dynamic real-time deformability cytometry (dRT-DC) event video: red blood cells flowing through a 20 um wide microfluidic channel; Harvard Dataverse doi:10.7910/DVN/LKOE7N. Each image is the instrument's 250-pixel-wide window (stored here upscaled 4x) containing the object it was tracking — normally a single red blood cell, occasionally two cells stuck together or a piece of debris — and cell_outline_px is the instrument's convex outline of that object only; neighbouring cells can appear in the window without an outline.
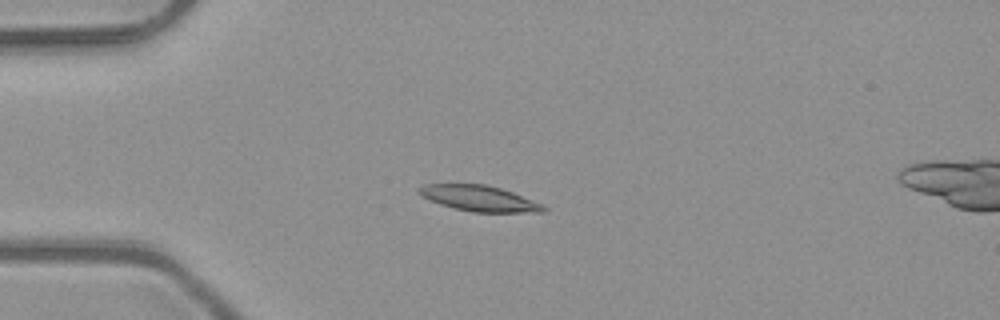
{"species": "common noctule bat (a hibernating species)", "species_latin": "Nyctalus noctula", "temperature_condition": "room temperature", "stored_images_in_passage": 6, "camera_frame_rate_fps": 3000, "um_per_image_px": 0.085, "animal": {"sex": "male", "body_mass_g": 23.1, "forearm_length_mm": 52.7}, "frame": {"image": 1, "passage_image": 3, "time_ms": 0.667, "image_size_px": [1000, 320], "cell_outline_px": [[548, 208], [544, 212], [472, 212], [452, 208], [440, 204], [416, 192], [416, 188], [424, 184], [484, 184], [500, 188], [512, 192], [544, 204]], "centroid_in_image_um": [40.75, 16.86], "position_along_channel_um": 44.2, "area_um2": 18.67}}
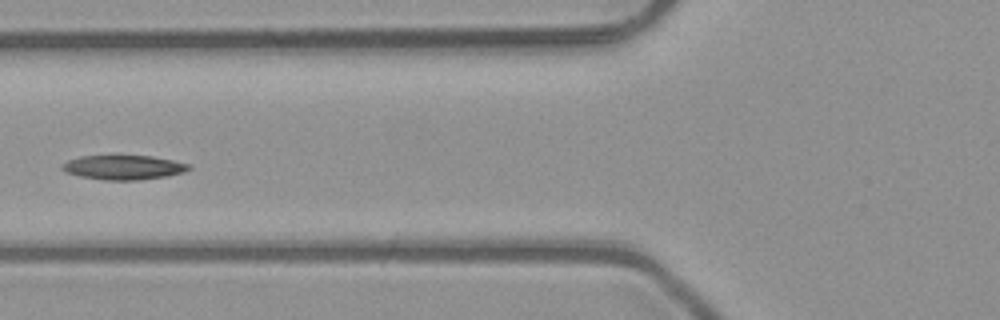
{"frame": {"image": 2, "passage_image": 5, "time_ms": 1.333, "image_size_px": [1000, 320], "cell_outline_px": [[192, 168], [184, 172], [168, 176], [140, 180], [104, 180], [80, 176], [68, 172], [60, 168], [60, 164], [68, 160], [80, 156], [152, 156], [192, 164]], "centroid_in_image_um": [10.53, 14.23], "position_along_channel_um": 115.3, "area_um2": 18.09}}
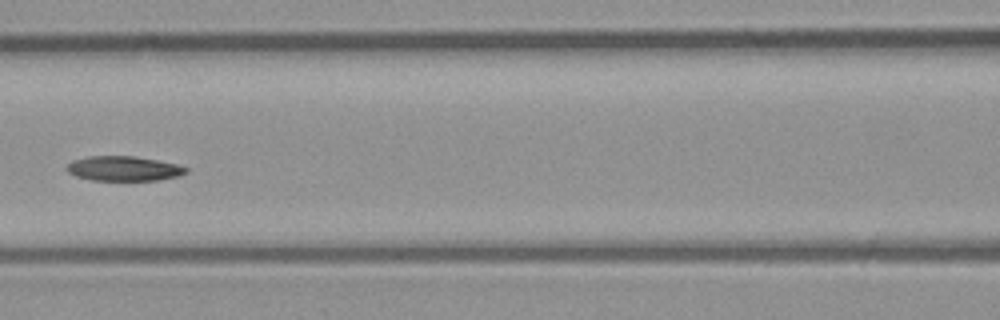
{"frame": {"image": 3, "passage_image": 6, "time_ms": 1.667, "image_size_px": [1000, 320], "cell_outline_px": [[188, 172], [180, 176], [156, 180], [92, 180], [76, 176], [68, 172], [64, 168], [72, 160], [88, 156], [136, 156], [176, 164], [188, 168]], "centroid_in_image_um": [10.5, 14.32], "position_along_channel_um": 156.1, "area_um2": 17.22}}